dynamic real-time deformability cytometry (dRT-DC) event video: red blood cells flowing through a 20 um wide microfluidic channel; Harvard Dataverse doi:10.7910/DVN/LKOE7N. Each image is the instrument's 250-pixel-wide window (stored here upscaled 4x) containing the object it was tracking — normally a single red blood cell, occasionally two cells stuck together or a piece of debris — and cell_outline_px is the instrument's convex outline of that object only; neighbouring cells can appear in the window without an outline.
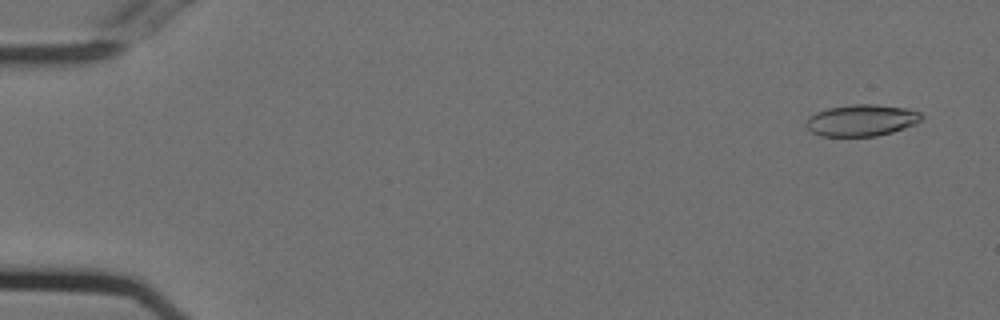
{"species": "Egyptian fruit bat (a non-hibernating species)", "species_latin": "Rousettus aegyptiacus", "temperature_condition": "cold", "stored_images_in_passage": 29, "camera_frame_rate_fps": 3000, "um_per_image_px": 0.085, "animal": {"sex": "female"}, "frame": {"image": 1, "passage_image": 3, "time_ms": 0.667, "image_size_px": [1000, 320], "cell_outline_px": [[924, 116], [916, 124], [892, 132], [876, 136], [820, 136], [812, 132], [804, 124], [808, 116], [816, 112], [828, 108], [852, 104], [876, 104], [904, 108], [920, 112]], "centroid_in_image_um": [73.21, 10.22], "position_along_channel_um": 11.8, "area_um2": 21.33}}
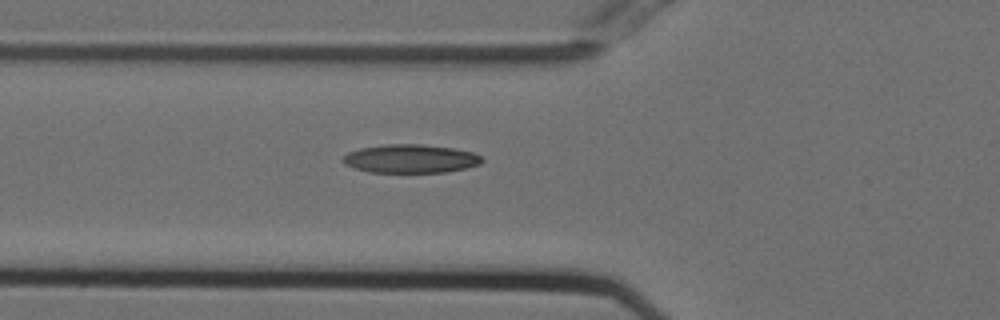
{"frame": {"image": 2, "passage_image": 20, "time_ms": 6.333, "image_size_px": [1000, 320], "cell_outline_px": [[484, 160], [480, 164], [464, 168], [444, 172], [368, 172], [344, 164], [340, 160], [348, 152], [360, 148], [388, 144], [420, 144], [452, 148], [472, 152], [480, 156]], "centroid_in_image_um": [34.86, 13.49], "position_along_channel_um": 90.9, "area_um2": 22.95}}
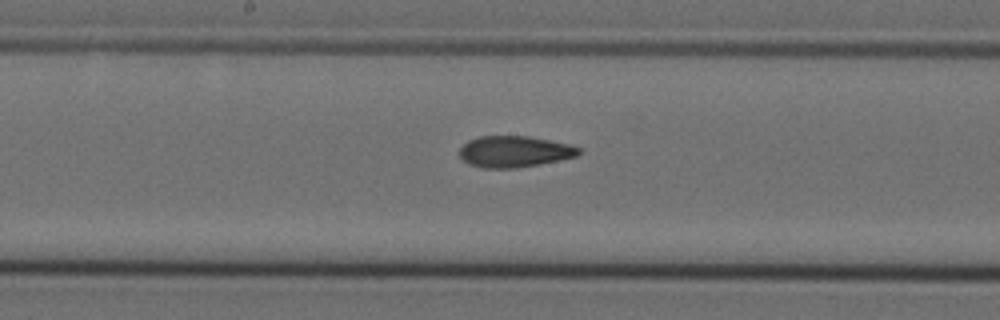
{"frame": {"image": 3, "passage_image": 29, "time_ms": 9.333, "image_size_px": [1000, 320], "cell_outline_px": [[580, 152], [576, 156], [540, 164], [516, 168], [484, 168], [468, 164], [460, 156], [460, 148], [468, 140], [480, 136], [528, 136], [568, 144], [580, 148]], "centroid_in_image_um": [43.69, 12.88], "position_along_channel_um": 204.5, "area_um2": 21.56}}